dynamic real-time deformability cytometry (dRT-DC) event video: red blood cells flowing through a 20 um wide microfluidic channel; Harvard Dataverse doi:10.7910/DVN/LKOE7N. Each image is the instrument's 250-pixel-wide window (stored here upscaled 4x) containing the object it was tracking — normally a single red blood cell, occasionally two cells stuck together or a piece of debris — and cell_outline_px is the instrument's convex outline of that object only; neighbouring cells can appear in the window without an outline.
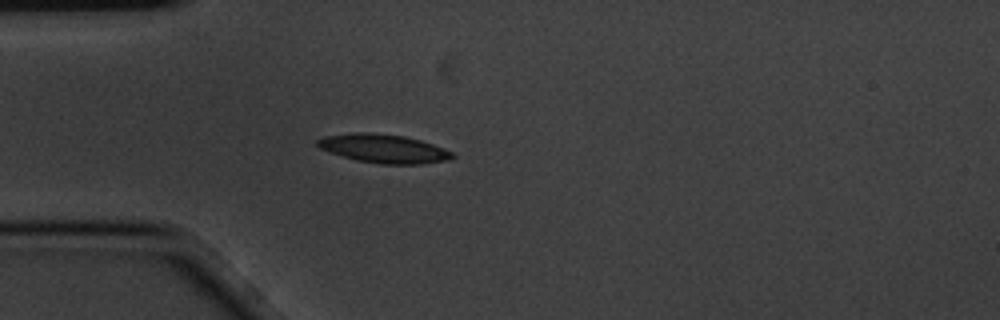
{"species": "common noctule bat (a hibernating species)", "species_latin": "Nyctalus noctula", "temperature_condition": "cold", "stored_images_in_passage": 3, "camera_frame_rate_fps": 3000, "um_per_image_px": 0.085, "animal": {"sex": "male", "body_mass_g": 20.1, "forearm_length_mm": 53.5}, "frame": {"image": 1, "passage_image": 3, "time_ms": 0.667, "image_size_px": [1000, 320], "cell_outline_px": [[456, 156], [448, 160], [420, 164], [380, 164], [356, 160], [320, 148], [316, 144], [316, 140], [324, 136], [352, 132], [368, 132], [404, 136], [420, 140], [444, 148], [452, 152]], "centroid_in_image_um": [32.62, 12.62], "position_along_channel_um": 52.4, "area_um2": 22.43}}